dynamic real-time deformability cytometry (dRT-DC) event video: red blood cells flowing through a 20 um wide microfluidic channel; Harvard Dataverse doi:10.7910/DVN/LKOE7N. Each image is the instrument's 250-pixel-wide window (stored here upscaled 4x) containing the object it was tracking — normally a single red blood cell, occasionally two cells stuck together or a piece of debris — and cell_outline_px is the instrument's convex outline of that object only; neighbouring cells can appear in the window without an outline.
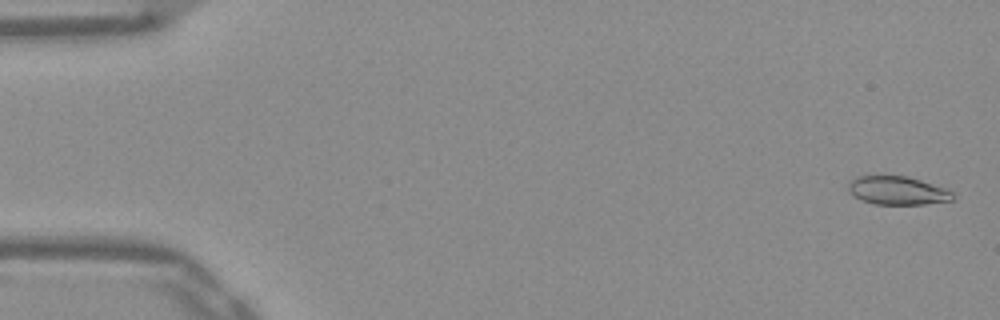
{"species": "Egyptian fruit bat (a non-hibernating species)", "species_latin": "Rousettus aegyptiacus", "temperature_condition": "warm", "stored_images_in_passage": 53, "camera_frame_rate_fps": 3000, "um_per_image_px": 0.085, "frame": {"image": 1, "passage_image": 2, "time_ms": 0.333, "image_size_px": [1000, 320], "cell_outline_px": [[956, 196], [952, 200], [924, 204], [876, 204], [860, 200], [852, 196], [848, 188], [848, 180], [856, 176], [876, 172], [908, 176], [948, 188]], "centroid_in_image_um": [76.22, 16.13], "position_along_channel_um": 8.8, "area_um2": 18.32}}
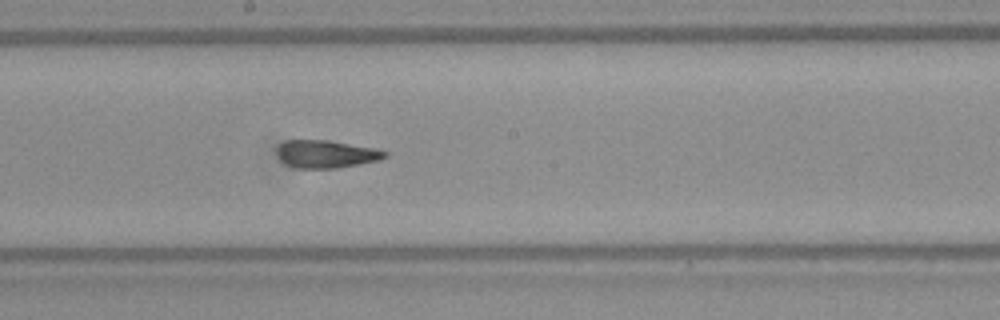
{"frame": {"image": 2, "passage_image": 29, "time_ms": 9.333, "image_size_px": [1000, 320], "cell_outline_px": [[388, 156], [380, 160], [336, 168], [296, 168], [284, 164], [280, 160], [276, 152], [276, 148], [280, 144], [288, 140], [328, 140], [376, 148], [388, 152]], "centroid_in_image_um": [27.71, 13.09], "position_along_channel_um": 220.5, "area_um2": 17.57}}
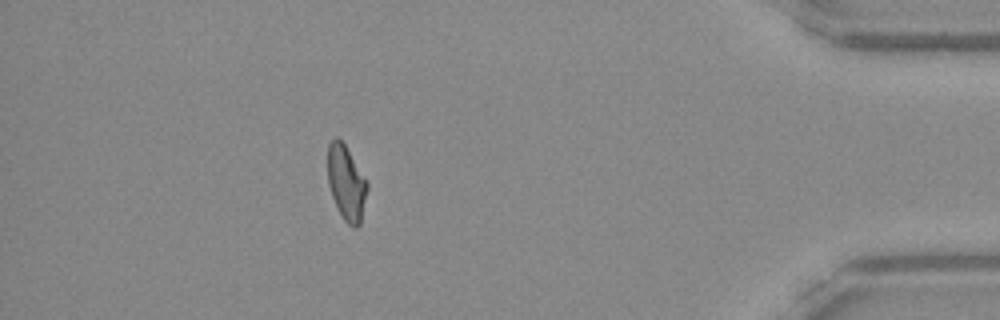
{"frame": {"image": 3, "passage_image": 47, "time_ms": 15.333, "image_size_px": [1000, 320], "cell_outline_px": [[368, 188], [360, 224], [356, 228], [352, 228], [344, 220], [332, 196], [328, 184], [328, 144], [336, 136], [344, 144], [368, 184]], "centroid_in_image_um": [29.43, 15.57], "position_along_channel_um": 405.8, "area_um2": 16.88}, "authors_computed_cell_mechanics": {"area_um2": 17.7446, "velocity_mm_per_s": 3.9, "shape_relaxation_time_tau1_ms": null, "shape_relaxation_time_tau2_ms": 1.9677, "deformation_change_tau1": null, "deformation_change_tau2": 0.0895}}